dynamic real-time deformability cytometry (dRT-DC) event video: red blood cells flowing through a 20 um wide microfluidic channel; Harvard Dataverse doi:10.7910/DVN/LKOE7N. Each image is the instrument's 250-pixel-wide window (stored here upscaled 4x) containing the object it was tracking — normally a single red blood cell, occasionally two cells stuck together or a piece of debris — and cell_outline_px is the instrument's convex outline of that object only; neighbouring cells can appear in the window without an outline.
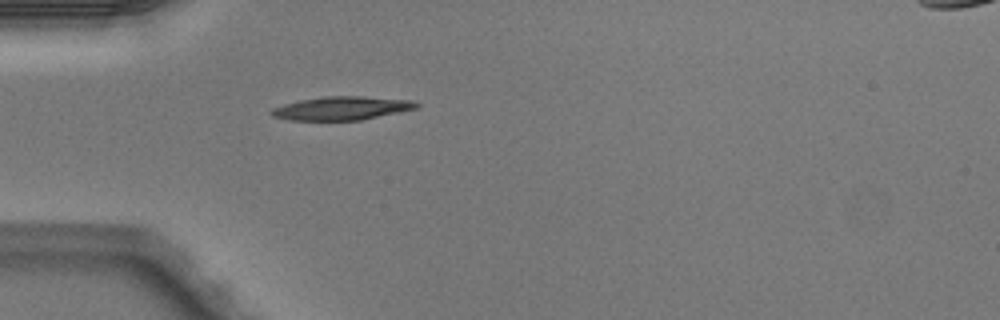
{"species": "Egyptian fruit bat (a non-hibernating species)", "species_latin": "Rousettus aegyptiacus", "temperature_condition": "warm", "stored_images_in_passage": 1, "camera_frame_rate_fps": 3000, "um_per_image_px": 0.085, "animal": {"sex": "male"}, "frame": {"image": 1, "passage_image": 1, "time_ms": 0.0, "image_size_px": [1000, 320], "cell_outline_px": [[420, 104], [416, 108], [360, 120], [292, 120], [272, 116], [268, 112], [272, 108], [284, 104], [300, 100], [324, 96], [364, 96], [412, 100]], "centroid_in_image_um": [29.01, 9.19], "position_along_channel_um": 56.0, "area_um2": 19.71}}